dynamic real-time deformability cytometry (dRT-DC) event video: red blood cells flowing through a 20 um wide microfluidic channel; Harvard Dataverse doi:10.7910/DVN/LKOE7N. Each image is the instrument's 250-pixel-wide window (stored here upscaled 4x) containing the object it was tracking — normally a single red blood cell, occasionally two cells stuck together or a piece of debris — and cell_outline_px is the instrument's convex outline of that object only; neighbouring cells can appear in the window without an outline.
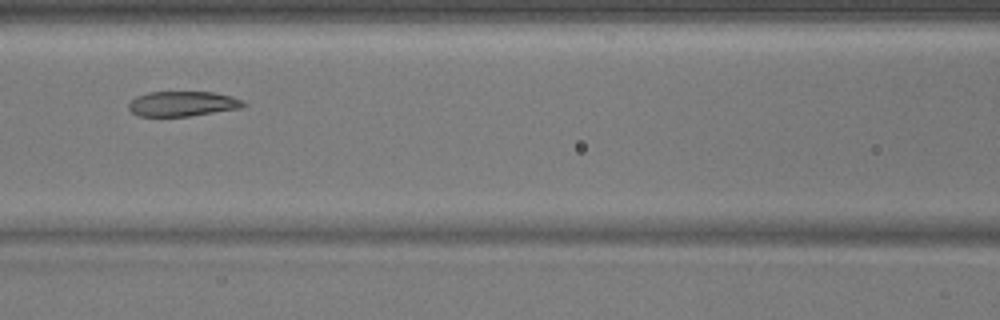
{"species": "common noctule bat (a hibernating species)", "species_latin": "Nyctalus noctula", "temperature_condition": "warm", "stored_images_in_passage": 22, "camera_frame_rate_fps": 3000, "um_per_image_px": 0.085, "animal": {"sex": "male", "body_mass_g": 17.9}, "frame": {"image": 1, "passage_image": 7, "time_ms": 2.0, "image_size_px": [1000, 320], "cell_outline_px": [[248, 104], [240, 108], [188, 116], [140, 116], [132, 112], [128, 108], [128, 104], [136, 96], [148, 92], [212, 92], [232, 96], [244, 100]], "centroid_in_image_um": [15.53, 8.81], "position_along_channel_um": 151.1, "area_um2": 16.7}}
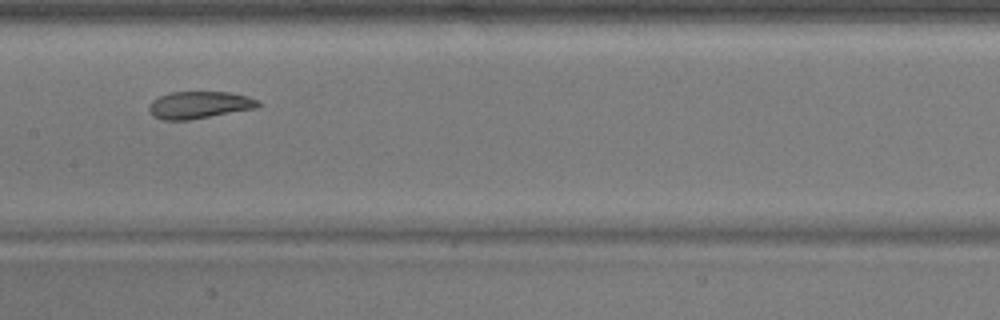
{"frame": {"image": 2, "passage_image": 10, "time_ms": 3.0, "image_size_px": [1000, 320], "cell_outline_px": [[260, 108], [188, 120], [164, 120], [152, 116], [148, 108], [152, 100], [168, 92], [228, 92], [248, 96], [256, 100], [260, 104]], "centroid_in_image_um": [16.94, 8.92], "position_along_channel_um": 190.5, "area_um2": 17.4}}